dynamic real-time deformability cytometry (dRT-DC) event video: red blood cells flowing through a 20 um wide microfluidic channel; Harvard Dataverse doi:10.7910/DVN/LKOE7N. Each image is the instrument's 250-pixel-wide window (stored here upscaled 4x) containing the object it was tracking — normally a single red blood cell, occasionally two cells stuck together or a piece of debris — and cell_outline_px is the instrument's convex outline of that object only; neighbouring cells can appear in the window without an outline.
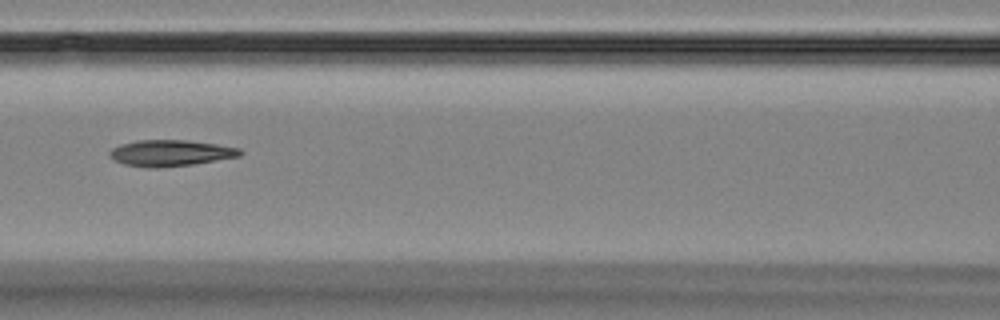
{"species": "Egyptian fruit bat (a non-hibernating species)", "species_latin": "Rousettus aegyptiacus", "temperature_condition": "room temperature", "stored_images_in_passage": 14, "camera_frame_rate_fps": 3000, "um_per_image_px": 0.085, "animal": {"sex": "female"}, "frame": {"image": 1, "passage_image": 6, "time_ms": 6.667, "image_size_px": [1000, 320], "cell_outline_px": [[244, 152], [240, 156], [192, 164], [156, 168], [148, 168], [124, 164], [112, 160], [108, 156], [108, 152], [112, 148], [120, 144], [136, 140], [188, 140], [216, 144], [240, 148]], "centroid_in_image_um": [14.45, 13.0], "position_along_channel_um": 152.2, "area_um2": 20.06}}
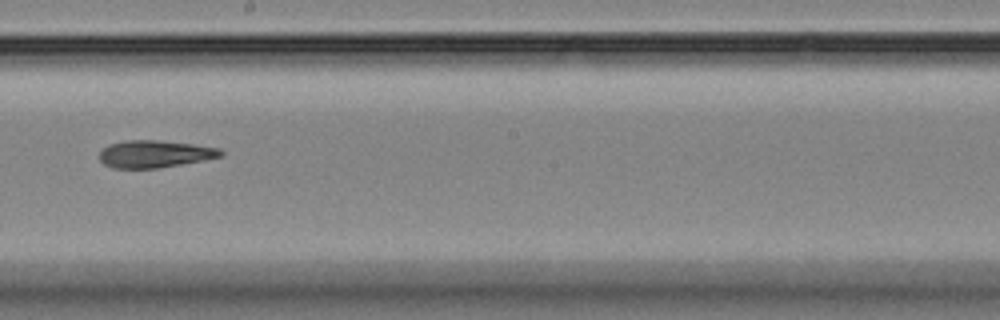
{"frame": {"image": 2, "passage_image": 8, "time_ms": 9.0, "image_size_px": [1000, 320], "cell_outline_px": [[224, 156], [160, 168], [112, 168], [104, 164], [100, 160], [100, 152], [108, 144], [128, 140], [160, 140], [192, 144], [220, 148], [224, 152]], "centroid_in_image_um": [13.17, 13.08], "position_along_channel_um": 235.0, "area_um2": 19.31}}
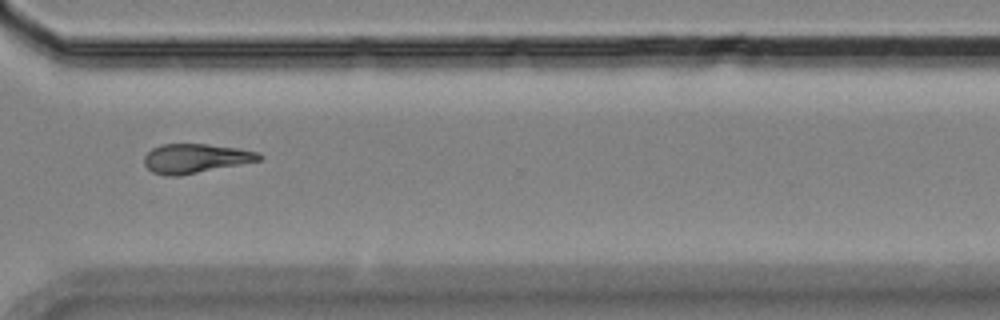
{"frame": {"image": 3, "passage_image": 11, "time_ms": 12.333, "image_size_px": [1000, 320], "cell_outline_px": [[264, 156], [260, 160], [180, 176], [164, 176], [152, 172], [144, 164], [144, 156], [152, 148], [160, 144], [208, 144], [236, 148], [260, 152]], "centroid_in_image_um": [16.59, 13.46], "position_along_channel_um": 354.0, "area_um2": 19.65}}